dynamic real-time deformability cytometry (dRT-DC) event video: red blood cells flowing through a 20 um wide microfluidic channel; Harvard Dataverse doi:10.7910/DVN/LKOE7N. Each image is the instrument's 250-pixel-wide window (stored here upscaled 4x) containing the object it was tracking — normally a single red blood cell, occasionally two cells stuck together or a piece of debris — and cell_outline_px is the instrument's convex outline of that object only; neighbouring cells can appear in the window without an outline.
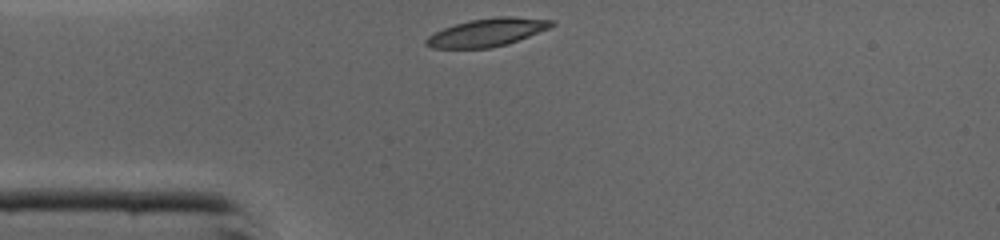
{"species": "common noctule bat (a hibernating species)", "species_latin": "Nyctalus noctula", "temperature_condition": "cold", "stored_images_in_passage": 26, "camera_frame_rate_fps": 3000, "um_per_image_px": 0.085, "animal": {"sex": "male", "body_mass_g": 19.0, "forearm_length_mm": 50.8}, "frame": {"image": 1, "passage_image": 1, "time_ms": 0.0, "image_size_px": [1000, 240], "cell_outline_px": [[556, 24], [548, 28], [508, 44], [488, 48], [432, 48], [424, 44], [424, 40], [428, 36], [444, 28], [456, 24], [472, 20], [496, 16], [512, 16], [556, 20]], "centroid_in_image_um": [41.42, 2.75], "position_along_channel_um": 43.6, "area_um2": 20.35}}
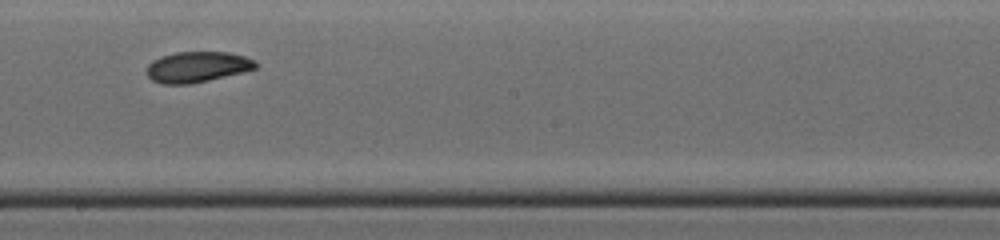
{"frame": {"image": 2, "passage_image": 15, "time_ms": 4.667, "image_size_px": [1000, 240], "cell_outline_px": [[256, 68], [244, 72], [208, 80], [188, 84], [160, 84], [152, 80], [148, 76], [148, 64], [152, 60], [160, 56], [176, 52], [228, 52], [244, 56], [256, 60]], "centroid_in_image_um": [16.76, 5.68], "position_along_channel_um": 231.4, "area_um2": 19.48}}
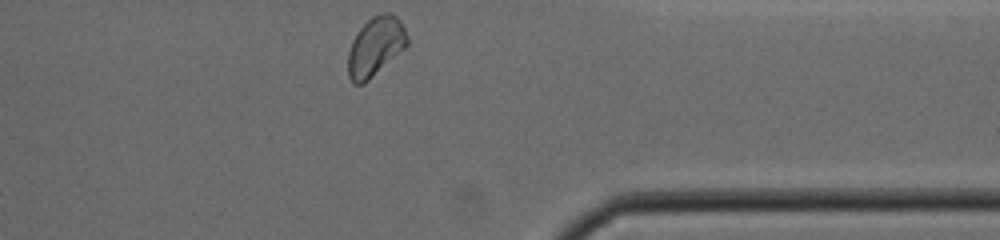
{"frame": {"image": 3, "passage_image": 26, "time_ms": 8.333, "image_size_px": [1000, 240], "cell_outline_px": [[408, 44], [404, 48], [364, 84], [352, 84], [348, 76], [348, 52], [352, 40], [360, 28], [372, 16], [380, 12], [392, 12], [400, 20], [408, 36]], "centroid_in_image_um": [31.9, 3.94], "position_along_channel_um": 379.5, "area_um2": 20.4}, "authors_computed_cell_mechanics": {"area_um2": 19.7098, "velocity_mm_per_s": 4.3412, "shape_relaxation_time_tau1_ms": 5.1359, "shape_relaxation_time_tau2_ms": 5.5791, "deformation_change_tau1": 0.1512, "deformation_change_tau2": 0.0887}}